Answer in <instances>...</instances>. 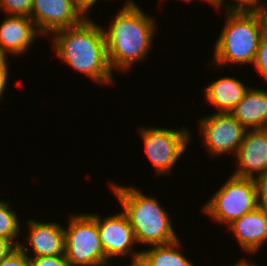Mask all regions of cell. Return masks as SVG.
<instances>
[{"label":"cell","instance_id":"obj_4","mask_svg":"<svg viewBox=\"0 0 267 266\" xmlns=\"http://www.w3.org/2000/svg\"><path fill=\"white\" fill-rule=\"evenodd\" d=\"M224 26L216 42L212 65H253L259 43L264 36L259 10H225Z\"/></svg>","mask_w":267,"mask_h":266},{"label":"cell","instance_id":"obj_31","mask_svg":"<svg viewBox=\"0 0 267 266\" xmlns=\"http://www.w3.org/2000/svg\"><path fill=\"white\" fill-rule=\"evenodd\" d=\"M110 264V265H109ZM112 262L108 263L106 266H111ZM128 266H146L144 261L141 258L131 260L130 264Z\"/></svg>","mask_w":267,"mask_h":266},{"label":"cell","instance_id":"obj_23","mask_svg":"<svg viewBox=\"0 0 267 266\" xmlns=\"http://www.w3.org/2000/svg\"><path fill=\"white\" fill-rule=\"evenodd\" d=\"M0 266H29L28 257L18 246L0 260Z\"/></svg>","mask_w":267,"mask_h":266},{"label":"cell","instance_id":"obj_7","mask_svg":"<svg viewBox=\"0 0 267 266\" xmlns=\"http://www.w3.org/2000/svg\"><path fill=\"white\" fill-rule=\"evenodd\" d=\"M65 231V255L71 266H106L96 221L86 212L72 214Z\"/></svg>","mask_w":267,"mask_h":266},{"label":"cell","instance_id":"obj_25","mask_svg":"<svg viewBox=\"0 0 267 266\" xmlns=\"http://www.w3.org/2000/svg\"><path fill=\"white\" fill-rule=\"evenodd\" d=\"M9 60H8V57H4L1 61H0V99L2 100V97H4V93L7 88V85H8V79L10 76L9 73ZM0 100V101H1Z\"/></svg>","mask_w":267,"mask_h":266},{"label":"cell","instance_id":"obj_9","mask_svg":"<svg viewBox=\"0 0 267 266\" xmlns=\"http://www.w3.org/2000/svg\"><path fill=\"white\" fill-rule=\"evenodd\" d=\"M97 224L100 240L104 253L109 260L115 257H127L132 260L141 257V250L136 249L137 242L134 237L133 229L123 211L113 215L102 216L97 213H88ZM131 256V257H130Z\"/></svg>","mask_w":267,"mask_h":266},{"label":"cell","instance_id":"obj_8","mask_svg":"<svg viewBox=\"0 0 267 266\" xmlns=\"http://www.w3.org/2000/svg\"><path fill=\"white\" fill-rule=\"evenodd\" d=\"M197 122L203 136L202 145L211 157L228 153L235 158L247 129L231 113H211Z\"/></svg>","mask_w":267,"mask_h":266},{"label":"cell","instance_id":"obj_30","mask_svg":"<svg viewBox=\"0 0 267 266\" xmlns=\"http://www.w3.org/2000/svg\"><path fill=\"white\" fill-rule=\"evenodd\" d=\"M194 0H182V2H193ZM198 1V0H197ZM199 1H204V3H209L210 5H212V8H215L219 11L220 9V0H199ZM214 6V7H213Z\"/></svg>","mask_w":267,"mask_h":266},{"label":"cell","instance_id":"obj_1","mask_svg":"<svg viewBox=\"0 0 267 266\" xmlns=\"http://www.w3.org/2000/svg\"><path fill=\"white\" fill-rule=\"evenodd\" d=\"M53 52L97 84L110 85L116 81L109 66L103 29L89 15L79 24L57 30L49 36Z\"/></svg>","mask_w":267,"mask_h":266},{"label":"cell","instance_id":"obj_13","mask_svg":"<svg viewBox=\"0 0 267 266\" xmlns=\"http://www.w3.org/2000/svg\"><path fill=\"white\" fill-rule=\"evenodd\" d=\"M41 35L31 18L5 15L0 22V51L5 57L24 55Z\"/></svg>","mask_w":267,"mask_h":266},{"label":"cell","instance_id":"obj_16","mask_svg":"<svg viewBox=\"0 0 267 266\" xmlns=\"http://www.w3.org/2000/svg\"><path fill=\"white\" fill-rule=\"evenodd\" d=\"M230 113L247 130L267 128V89L250 86Z\"/></svg>","mask_w":267,"mask_h":266},{"label":"cell","instance_id":"obj_27","mask_svg":"<svg viewBox=\"0 0 267 266\" xmlns=\"http://www.w3.org/2000/svg\"><path fill=\"white\" fill-rule=\"evenodd\" d=\"M98 0H77V4L88 14L90 12V9L93 8V6L96 5Z\"/></svg>","mask_w":267,"mask_h":266},{"label":"cell","instance_id":"obj_15","mask_svg":"<svg viewBox=\"0 0 267 266\" xmlns=\"http://www.w3.org/2000/svg\"><path fill=\"white\" fill-rule=\"evenodd\" d=\"M218 79V80H217ZM212 80L202 89L204 100L214 105L217 113H230L243 98L250 86L236 77L223 76Z\"/></svg>","mask_w":267,"mask_h":266},{"label":"cell","instance_id":"obj_28","mask_svg":"<svg viewBox=\"0 0 267 266\" xmlns=\"http://www.w3.org/2000/svg\"><path fill=\"white\" fill-rule=\"evenodd\" d=\"M259 12L261 14V19L263 22V28H264V36L267 37V4H265L259 9Z\"/></svg>","mask_w":267,"mask_h":266},{"label":"cell","instance_id":"obj_18","mask_svg":"<svg viewBox=\"0 0 267 266\" xmlns=\"http://www.w3.org/2000/svg\"><path fill=\"white\" fill-rule=\"evenodd\" d=\"M11 205L8 201L0 200V236L10 240L18 247L20 244L19 234H21L20 230L23 229V226Z\"/></svg>","mask_w":267,"mask_h":266},{"label":"cell","instance_id":"obj_22","mask_svg":"<svg viewBox=\"0 0 267 266\" xmlns=\"http://www.w3.org/2000/svg\"><path fill=\"white\" fill-rule=\"evenodd\" d=\"M230 1V0H228ZM220 0V9L223 10H259L265 3L262 0ZM226 2V3H225ZM232 3V4H230Z\"/></svg>","mask_w":267,"mask_h":266},{"label":"cell","instance_id":"obj_20","mask_svg":"<svg viewBox=\"0 0 267 266\" xmlns=\"http://www.w3.org/2000/svg\"><path fill=\"white\" fill-rule=\"evenodd\" d=\"M29 266H71L65 254L28 257Z\"/></svg>","mask_w":267,"mask_h":266},{"label":"cell","instance_id":"obj_19","mask_svg":"<svg viewBox=\"0 0 267 266\" xmlns=\"http://www.w3.org/2000/svg\"><path fill=\"white\" fill-rule=\"evenodd\" d=\"M33 0H0V10L6 15L31 16Z\"/></svg>","mask_w":267,"mask_h":266},{"label":"cell","instance_id":"obj_17","mask_svg":"<svg viewBox=\"0 0 267 266\" xmlns=\"http://www.w3.org/2000/svg\"><path fill=\"white\" fill-rule=\"evenodd\" d=\"M182 242L178 239L166 245H152L141 250V259L146 266H195L181 251Z\"/></svg>","mask_w":267,"mask_h":266},{"label":"cell","instance_id":"obj_3","mask_svg":"<svg viewBox=\"0 0 267 266\" xmlns=\"http://www.w3.org/2000/svg\"><path fill=\"white\" fill-rule=\"evenodd\" d=\"M133 229L137 244L166 245L179 239L171 216L159 200L135 186L109 185Z\"/></svg>","mask_w":267,"mask_h":266},{"label":"cell","instance_id":"obj_5","mask_svg":"<svg viewBox=\"0 0 267 266\" xmlns=\"http://www.w3.org/2000/svg\"><path fill=\"white\" fill-rule=\"evenodd\" d=\"M258 207L254 179L230 175L213 196L202 206V213L215 223L228 226Z\"/></svg>","mask_w":267,"mask_h":266},{"label":"cell","instance_id":"obj_10","mask_svg":"<svg viewBox=\"0 0 267 266\" xmlns=\"http://www.w3.org/2000/svg\"><path fill=\"white\" fill-rule=\"evenodd\" d=\"M86 13L73 0H33L30 18L42 36L81 23Z\"/></svg>","mask_w":267,"mask_h":266},{"label":"cell","instance_id":"obj_6","mask_svg":"<svg viewBox=\"0 0 267 266\" xmlns=\"http://www.w3.org/2000/svg\"><path fill=\"white\" fill-rule=\"evenodd\" d=\"M140 137L144 144L146 156L153 166L156 176H170L187 150V145L192 139L188 127L161 128L142 125L138 127ZM181 157V158H180Z\"/></svg>","mask_w":267,"mask_h":266},{"label":"cell","instance_id":"obj_11","mask_svg":"<svg viewBox=\"0 0 267 266\" xmlns=\"http://www.w3.org/2000/svg\"><path fill=\"white\" fill-rule=\"evenodd\" d=\"M27 232L24 243L19 248L27 257L53 256L65 254V231L58 222H43L32 218L25 223ZM24 244V245H23ZM29 244L27 247L26 245ZM32 251V254H31ZM29 252V253H28Z\"/></svg>","mask_w":267,"mask_h":266},{"label":"cell","instance_id":"obj_26","mask_svg":"<svg viewBox=\"0 0 267 266\" xmlns=\"http://www.w3.org/2000/svg\"><path fill=\"white\" fill-rule=\"evenodd\" d=\"M16 246L8 239L0 236V260L11 253Z\"/></svg>","mask_w":267,"mask_h":266},{"label":"cell","instance_id":"obj_24","mask_svg":"<svg viewBox=\"0 0 267 266\" xmlns=\"http://www.w3.org/2000/svg\"><path fill=\"white\" fill-rule=\"evenodd\" d=\"M258 207L267 209V171L254 178Z\"/></svg>","mask_w":267,"mask_h":266},{"label":"cell","instance_id":"obj_12","mask_svg":"<svg viewBox=\"0 0 267 266\" xmlns=\"http://www.w3.org/2000/svg\"><path fill=\"white\" fill-rule=\"evenodd\" d=\"M232 175L252 178L267 171V128L248 129L235 156Z\"/></svg>","mask_w":267,"mask_h":266},{"label":"cell","instance_id":"obj_21","mask_svg":"<svg viewBox=\"0 0 267 266\" xmlns=\"http://www.w3.org/2000/svg\"><path fill=\"white\" fill-rule=\"evenodd\" d=\"M253 68L257 69L261 77L267 82V37L263 36L260 40Z\"/></svg>","mask_w":267,"mask_h":266},{"label":"cell","instance_id":"obj_2","mask_svg":"<svg viewBox=\"0 0 267 266\" xmlns=\"http://www.w3.org/2000/svg\"><path fill=\"white\" fill-rule=\"evenodd\" d=\"M144 12L140 7L119 8L108 29L102 27L112 72H129L132 66L141 60L143 62L150 54L158 23L154 16Z\"/></svg>","mask_w":267,"mask_h":266},{"label":"cell","instance_id":"obj_14","mask_svg":"<svg viewBox=\"0 0 267 266\" xmlns=\"http://www.w3.org/2000/svg\"><path fill=\"white\" fill-rule=\"evenodd\" d=\"M244 252L259 253L267 242V209L257 207L254 211L244 214L227 226Z\"/></svg>","mask_w":267,"mask_h":266},{"label":"cell","instance_id":"obj_33","mask_svg":"<svg viewBox=\"0 0 267 266\" xmlns=\"http://www.w3.org/2000/svg\"><path fill=\"white\" fill-rule=\"evenodd\" d=\"M5 56L1 53L0 51V61L4 58Z\"/></svg>","mask_w":267,"mask_h":266},{"label":"cell","instance_id":"obj_29","mask_svg":"<svg viewBox=\"0 0 267 266\" xmlns=\"http://www.w3.org/2000/svg\"><path fill=\"white\" fill-rule=\"evenodd\" d=\"M232 266H259L256 262L250 260V259H246V257H242L241 260L239 259V261L235 264H232Z\"/></svg>","mask_w":267,"mask_h":266},{"label":"cell","instance_id":"obj_32","mask_svg":"<svg viewBox=\"0 0 267 266\" xmlns=\"http://www.w3.org/2000/svg\"><path fill=\"white\" fill-rule=\"evenodd\" d=\"M107 1V0H106ZM111 1V0H110ZM135 0H126L124 5L122 6L123 8H136L139 7V4L134 2Z\"/></svg>","mask_w":267,"mask_h":266}]
</instances>
